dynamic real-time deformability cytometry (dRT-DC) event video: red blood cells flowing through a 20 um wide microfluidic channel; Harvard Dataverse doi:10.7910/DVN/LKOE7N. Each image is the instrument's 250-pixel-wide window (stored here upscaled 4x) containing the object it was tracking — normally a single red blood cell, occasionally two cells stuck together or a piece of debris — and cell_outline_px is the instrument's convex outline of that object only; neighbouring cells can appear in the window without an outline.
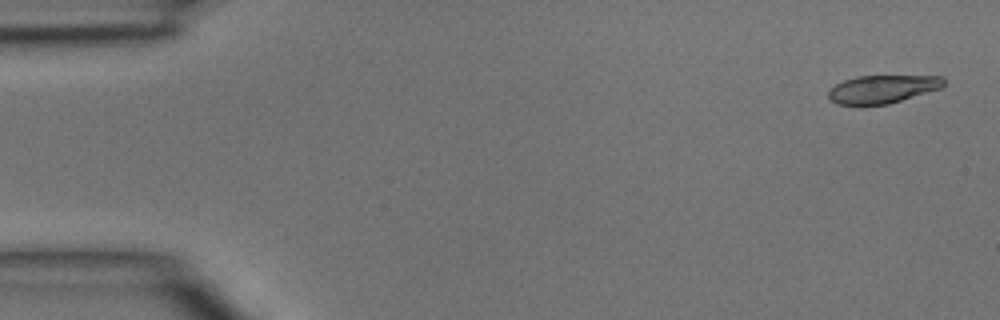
{"species": "common noctule bat (a hibernating species)", "species_latin": "Nyctalus noctula", "temperature_condition": "room temperature", "stored_images_in_passage": 3, "camera_frame_rate_fps": 3000, "um_per_image_px": 0.085, "animal": {"sex": "male", "body_mass_g": 15.6}, "frame": {"image": 1, "passage_image": 1, "time_ms": 0.0, "image_size_px": [1000, 320], "cell_outline_px": [[944, 84], [940, 88], [888, 104], [836, 104], [828, 96], [828, 92], [836, 84], [844, 80], [856, 76], [940, 76], [944, 80]], "centroid_in_image_um": [74.99, 7.56], "position_along_channel_um": 10.0, "area_um2": 18.44}}
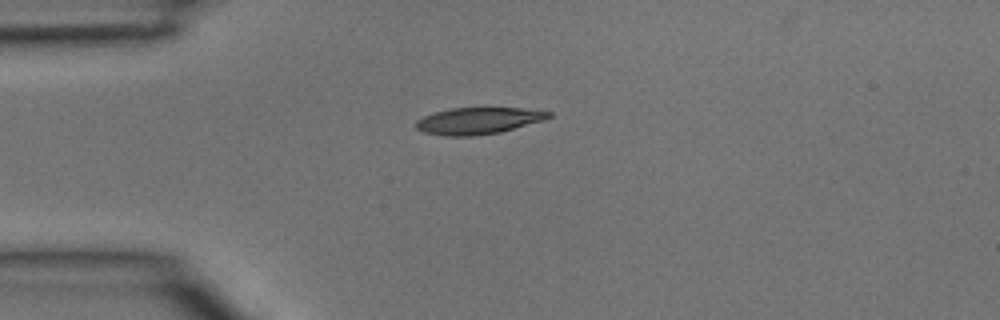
{"frame": {"image": 2, "passage_image": 3, "time_ms": 0.667, "image_size_px": [1000, 320], "cell_outline_px": [[552, 116], [544, 120], [500, 132], [472, 136], [448, 136], [424, 132], [416, 128], [416, 120], [424, 116], [436, 112], [452, 108], [524, 108], [552, 112]], "centroid_in_image_um": [40.67, 10.26], "position_along_channel_um": 44.3, "area_um2": 20.46}}